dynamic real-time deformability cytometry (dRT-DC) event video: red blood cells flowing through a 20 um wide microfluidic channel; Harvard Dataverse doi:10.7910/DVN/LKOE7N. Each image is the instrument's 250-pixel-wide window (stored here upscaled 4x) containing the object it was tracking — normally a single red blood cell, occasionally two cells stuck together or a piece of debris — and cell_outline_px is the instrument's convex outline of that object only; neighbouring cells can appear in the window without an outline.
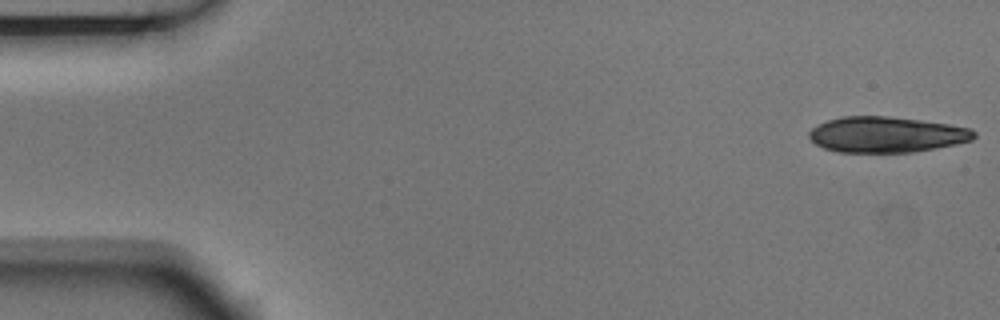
{"species": "Egyptian fruit bat (a non-hibernating species)", "species_latin": "Rousettus aegyptiacus", "temperature_condition": "room temperature", "stored_images_in_passage": 5, "camera_frame_rate_fps": 3000, "um_per_image_px": 0.085, "animal": {"sex": "male"}, "frame": {"image": 1, "passage_image": 1, "time_ms": 0.0, "image_size_px": [1000, 320], "cell_outline_px": [[976, 136], [972, 140], [956, 144], [936, 148], [912, 152], [840, 152], [824, 148], [816, 144], [808, 136], [808, 132], [812, 128], [828, 120], [844, 116], [888, 116], [920, 120], [948, 124], [972, 128], [976, 132]], "centroid_in_image_um": [75.37, 11.44], "position_along_channel_um": 9.6, "area_um2": 34.28}}